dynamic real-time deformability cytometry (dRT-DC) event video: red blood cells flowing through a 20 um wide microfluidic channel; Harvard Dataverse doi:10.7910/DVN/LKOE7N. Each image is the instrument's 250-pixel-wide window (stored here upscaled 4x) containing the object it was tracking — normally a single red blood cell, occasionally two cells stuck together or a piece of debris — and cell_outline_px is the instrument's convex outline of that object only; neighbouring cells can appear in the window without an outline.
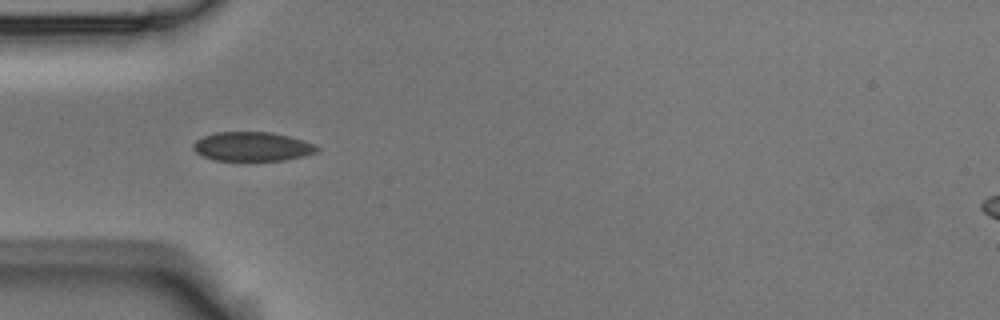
{"species": "Egyptian fruit bat (a non-hibernating species)", "species_latin": "Rousettus aegyptiacus", "temperature_condition": "room temperature", "stored_images_in_passage": 7, "camera_frame_rate_fps": 3000, "um_per_image_px": 0.085, "animal": {"sex": "male"}, "frame": {"image": 1, "passage_image": 5, "time_ms": 1.333, "image_size_px": [1000, 320], "cell_outline_px": [[320, 148], [316, 152], [304, 156], [284, 160], [212, 160], [196, 152], [192, 148], [192, 144], [196, 140], [204, 136], [216, 132], [272, 132], [288, 136], [312, 144]], "centroid_in_image_um": [21.4, 12.45], "position_along_channel_um": 63.6, "area_um2": 20.81}}
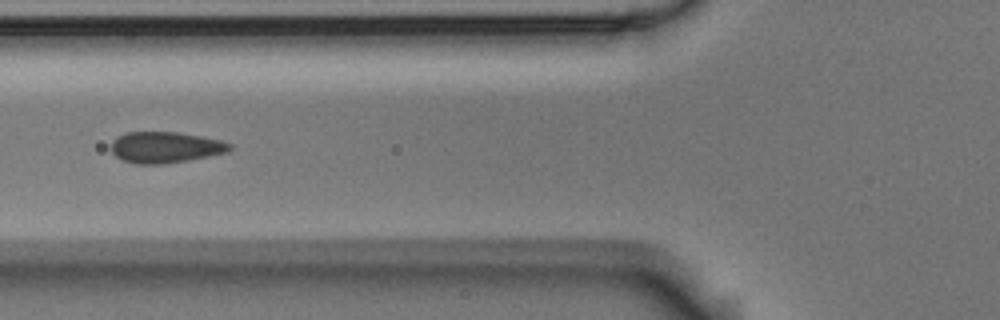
{"frame": {"image": 2, "passage_image": 6, "time_ms": 1.667, "image_size_px": [1000, 320], "cell_outline_px": [[232, 148], [228, 152], [188, 160], [160, 164], [136, 164], [124, 160], [116, 156], [112, 152], [112, 140], [116, 136], [124, 132], [176, 132], [200, 136], [220, 140], [232, 144]], "centroid_in_image_um": [14.04, 12.51], "position_along_channel_um": 111.8, "area_um2": 21.44}}
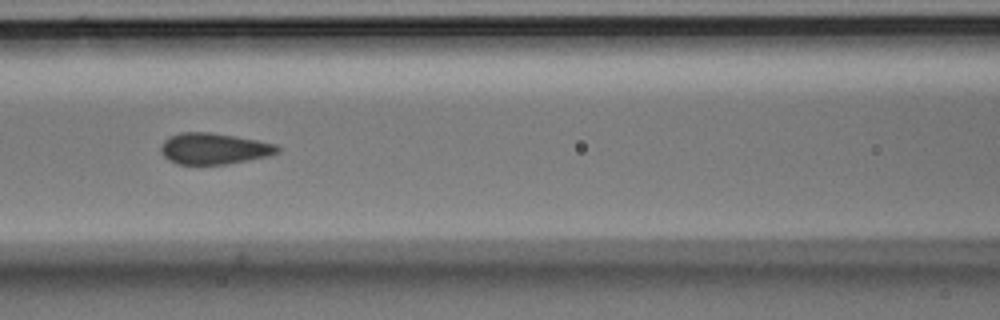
{"frame": {"image": 3, "passage_image": 7, "time_ms": 2.0, "image_size_px": [1000, 320], "cell_outline_px": [[280, 152], [268, 156], [248, 160], [224, 164], [176, 164], [168, 160], [160, 152], [160, 148], [164, 140], [168, 136], [180, 132], [208, 132], [236, 136], [276, 144], [280, 148]], "centroid_in_image_um": [18.16, 12.63], "position_along_channel_um": 148.4, "area_um2": 21.27}}